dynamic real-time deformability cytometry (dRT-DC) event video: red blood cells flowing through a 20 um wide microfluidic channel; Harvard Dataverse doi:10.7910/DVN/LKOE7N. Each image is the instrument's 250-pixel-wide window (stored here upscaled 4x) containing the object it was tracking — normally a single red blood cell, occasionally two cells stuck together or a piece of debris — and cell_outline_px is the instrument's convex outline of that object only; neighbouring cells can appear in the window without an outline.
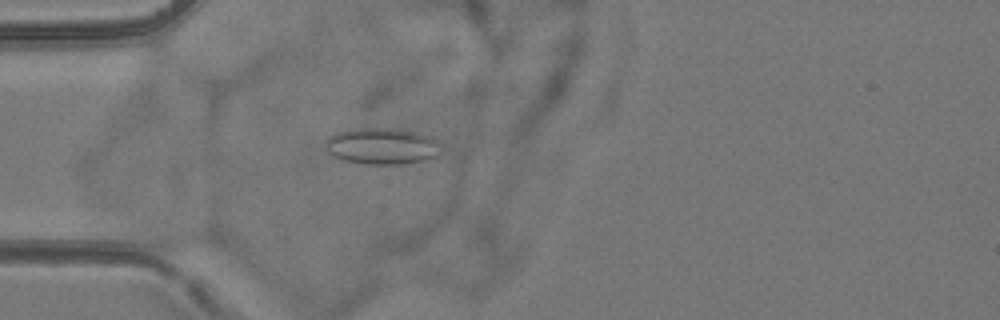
{"species": "common noctule bat (a hibernating species)", "species_latin": "Nyctalus noctula", "temperature_condition": "room temperature", "stored_images_in_passage": 1, "camera_frame_rate_fps": 3000, "um_per_image_px": 0.085, "animal": {"sex": "female", "body_mass_g": 24.6, "forearm_length_mm": 56.2}, "frame": {"image": 1, "passage_image": 1, "time_ms": 0.0, "image_size_px": [1000, 320], "cell_outline_px": [[440, 152], [436, 156], [428, 160], [404, 164], [364, 164], [344, 160], [336, 156], [328, 148], [328, 136], [336, 132], [356, 128], [396, 128], [416, 132], [432, 136], [440, 144]], "centroid_in_image_um": [32.55, 12.41], "position_along_channel_um": 52.4, "area_um2": 24.51}}